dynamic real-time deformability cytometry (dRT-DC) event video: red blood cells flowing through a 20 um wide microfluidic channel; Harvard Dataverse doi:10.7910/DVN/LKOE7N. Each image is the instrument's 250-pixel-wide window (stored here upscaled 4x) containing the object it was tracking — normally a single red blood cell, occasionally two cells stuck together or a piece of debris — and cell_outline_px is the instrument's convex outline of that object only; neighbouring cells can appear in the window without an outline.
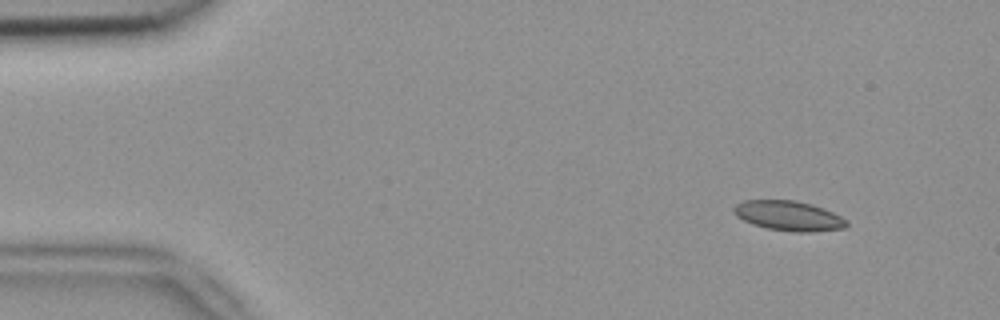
{"species": "common noctule bat (a hibernating species)", "species_latin": "Nyctalus noctula", "temperature_condition": "room temperature", "stored_images_in_passage": 5, "camera_frame_rate_fps": 3000, "um_per_image_px": 0.085, "animal": {"sex": "female", "body_mass_g": 18.4}, "frame": {"image": 1, "passage_image": 1, "time_ms": 0.0, "image_size_px": [1000, 320], "cell_outline_px": [[848, 224], [844, 228], [808, 232], [796, 232], [768, 228], [752, 224], [736, 216], [732, 212], [732, 208], [736, 204], [744, 200], [796, 200], [812, 204], [824, 208], [848, 220]], "centroid_in_image_um": [67.02, 18.33], "position_along_channel_um": 18.0, "area_um2": 19.65}}
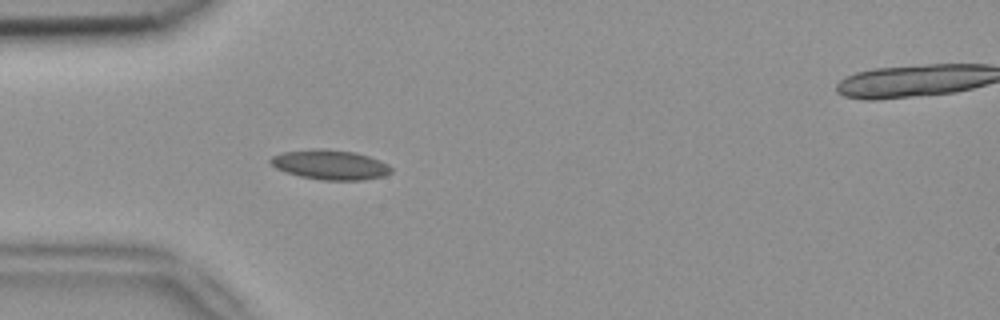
{"frame": {"image": 2, "passage_image": 4, "time_ms": 1.0, "image_size_px": [1000, 320], "cell_outline_px": [[392, 172], [384, 176], [364, 180], [320, 180], [300, 176], [284, 172], [276, 168], [268, 160], [272, 156], [284, 152], [320, 148], [356, 152], [380, 160], [388, 164], [392, 168]], "centroid_in_image_um": [28.08, 14.01], "position_along_channel_um": 56.9, "area_um2": 20.98}}